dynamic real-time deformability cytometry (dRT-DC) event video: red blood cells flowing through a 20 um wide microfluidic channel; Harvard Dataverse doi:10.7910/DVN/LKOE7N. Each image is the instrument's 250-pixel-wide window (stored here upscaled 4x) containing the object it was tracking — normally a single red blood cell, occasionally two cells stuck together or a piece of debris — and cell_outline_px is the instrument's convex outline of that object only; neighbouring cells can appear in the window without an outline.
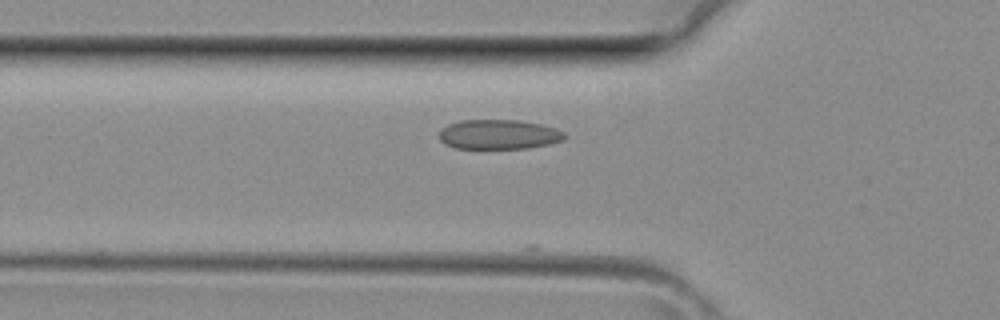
{"species": "common noctule bat (a hibernating species)", "species_latin": "Nyctalus noctula", "temperature_condition": "room temperature", "stored_images_in_passage": 15, "camera_frame_rate_fps": 3000, "um_per_image_px": 0.085, "animal": {"sex": "female", "body_mass_g": 29.2, "forearm_length_mm": 56.3}, "frame": {"image": 1, "passage_image": 12, "time_ms": 3.667, "image_size_px": [1000, 320], "cell_outline_px": [[564, 140], [548, 144], [528, 148], [456, 148], [444, 144], [440, 140], [440, 132], [448, 124], [460, 120], [516, 120], [540, 124], [556, 128], [564, 132]], "centroid_in_image_um": [42.39, 11.42], "position_along_channel_um": 83.4, "area_um2": 21.5}}
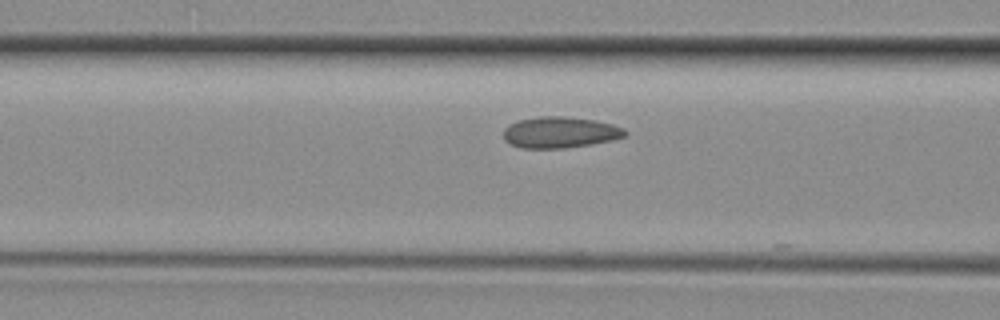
{"frame": {"image": 2, "passage_image": 14, "time_ms": 4.333, "image_size_px": [1000, 320], "cell_outline_px": [[628, 132], [624, 136], [612, 140], [592, 144], [564, 148], [520, 148], [504, 140], [504, 128], [508, 124], [520, 120], [540, 116], [564, 116], [596, 120], [612, 124], [624, 128]], "centroid_in_image_um": [47.6, 11.25], "position_along_channel_um": 119.0, "area_um2": 22.14}}